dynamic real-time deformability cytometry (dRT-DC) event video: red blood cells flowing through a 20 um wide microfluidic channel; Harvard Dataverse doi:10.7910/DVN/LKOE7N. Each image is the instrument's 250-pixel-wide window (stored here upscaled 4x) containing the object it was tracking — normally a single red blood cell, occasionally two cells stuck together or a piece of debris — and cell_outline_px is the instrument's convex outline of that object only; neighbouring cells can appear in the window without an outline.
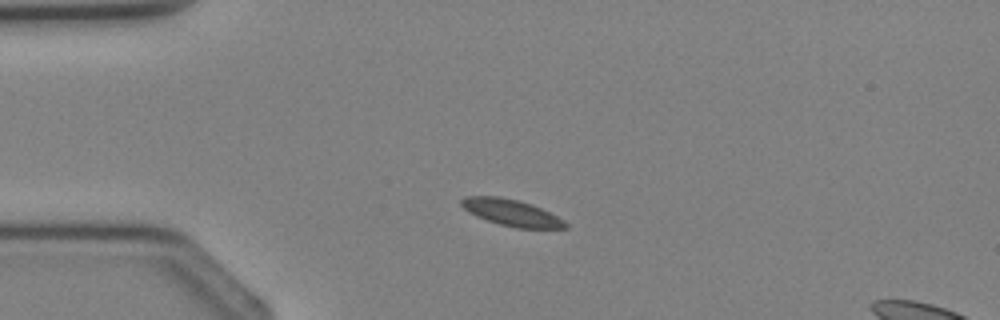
{"species": "Egyptian fruit bat (a non-hibernating species)", "species_latin": "Rousettus aegyptiacus", "temperature_condition": "cold", "stored_images_in_passage": 1, "camera_frame_rate_fps": 3000, "um_per_image_px": 0.085, "animal": {"sex": "female"}, "frame": {"image": 1, "passage_image": 1, "time_ms": 0.0, "image_size_px": [1000, 320], "cell_outline_px": [[568, 228], [516, 228], [500, 224], [476, 216], [468, 212], [460, 204], [460, 200], [464, 196], [500, 196], [520, 200], [532, 204], [564, 220], [568, 224]], "centroid_in_image_um": [43.45, 18.06], "position_along_channel_um": 41.5, "area_um2": 16.07}}